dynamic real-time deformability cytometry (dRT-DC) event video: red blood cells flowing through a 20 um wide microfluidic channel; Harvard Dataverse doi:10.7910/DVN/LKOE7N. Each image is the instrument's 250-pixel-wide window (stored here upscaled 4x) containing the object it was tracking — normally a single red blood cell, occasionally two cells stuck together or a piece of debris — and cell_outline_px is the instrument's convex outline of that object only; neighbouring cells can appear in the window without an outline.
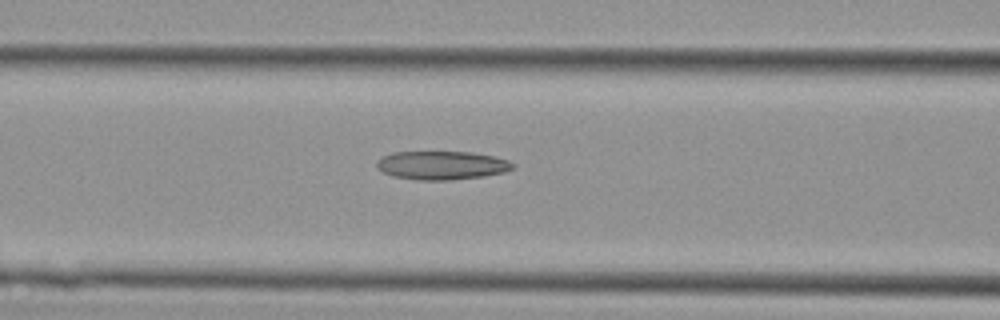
{"species": "Egyptian fruit bat (a non-hibernating species)", "species_latin": "Rousettus aegyptiacus", "temperature_condition": "cold", "stored_images_in_passage": 22, "camera_frame_rate_fps": 3000, "um_per_image_px": 0.085, "animal": {"sex": "female"}, "frame": {"image": 1, "passage_image": 18, "time_ms": 5.667, "image_size_px": [1000, 320], "cell_outline_px": [[516, 164], [512, 168], [504, 172], [484, 176], [452, 180], [416, 180], [392, 176], [384, 172], [376, 164], [384, 156], [392, 152], [472, 152], [496, 156], [508, 160]], "centroid_in_image_um": [37.6, 14.05], "position_along_channel_um": 129.0, "area_um2": 22.6}}
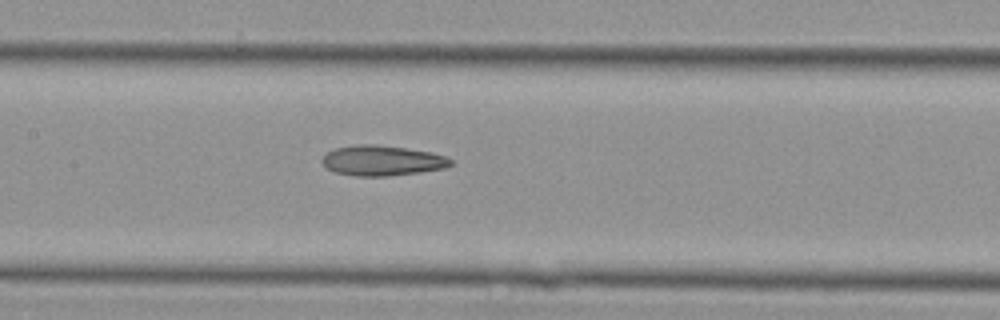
{"frame": {"image": 2, "passage_image": 21, "time_ms": 6.667, "image_size_px": [1000, 320], "cell_outline_px": [[452, 164], [444, 168], [420, 172], [388, 176], [356, 176], [336, 172], [328, 168], [320, 160], [328, 152], [336, 148], [356, 144], [376, 144], [404, 148], [428, 152], [444, 156], [452, 160]], "centroid_in_image_um": [32.46, 13.65], "position_along_channel_um": 174.9, "area_um2": 22.37}}